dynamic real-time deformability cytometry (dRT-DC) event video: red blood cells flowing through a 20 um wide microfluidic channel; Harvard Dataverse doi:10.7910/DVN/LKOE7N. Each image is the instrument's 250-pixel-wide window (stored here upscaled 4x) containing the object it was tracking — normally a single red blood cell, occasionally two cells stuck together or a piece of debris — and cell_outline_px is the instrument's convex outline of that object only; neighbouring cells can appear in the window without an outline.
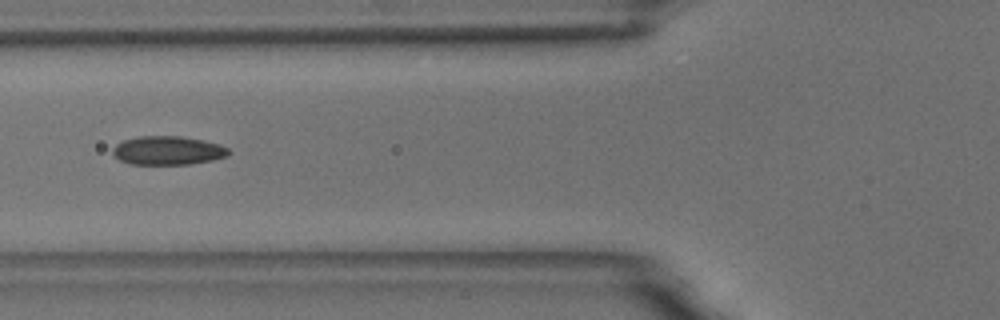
{"species": "common noctule bat (a hibernating species)", "species_latin": "Nyctalus noctula", "temperature_condition": "room temperature", "stored_images_in_passage": 9, "camera_frame_rate_fps": 3000, "um_per_image_px": 0.085, "animal": {"sex": "male", "body_mass_g": 18.8}, "frame": {"image": 1, "passage_image": 7, "time_ms": 6.667, "image_size_px": [1000, 320], "cell_outline_px": [[232, 152], [228, 156], [212, 160], [188, 164], [132, 164], [120, 160], [112, 152], [112, 148], [116, 144], [124, 140], [136, 136], [180, 136], [204, 140], [220, 144], [228, 148]], "centroid_in_image_um": [14.29, 12.78], "position_along_channel_um": 111.5, "area_um2": 19.48}}